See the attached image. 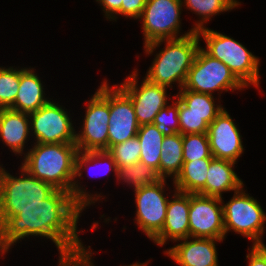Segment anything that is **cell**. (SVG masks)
<instances>
[{"instance_id": "6da1fadb", "label": "cell", "mask_w": 266, "mask_h": 266, "mask_svg": "<svg viewBox=\"0 0 266 266\" xmlns=\"http://www.w3.org/2000/svg\"><path fill=\"white\" fill-rule=\"evenodd\" d=\"M83 209L70 192L55 189L37 206L24 207L16 216H0L1 255L29 235L51 239L60 257L84 252L86 249L76 230Z\"/></svg>"}, {"instance_id": "7a4b0ae2", "label": "cell", "mask_w": 266, "mask_h": 266, "mask_svg": "<svg viewBox=\"0 0 266 266\" xmlns=\"http://www.w3.org/2000/svg\"><path fill=\"white\" fill-rule=\"evenodd\" d=\"M34 144L36 145L26 153L21 165L30 175L51 184L55 189L70 192L83 208L101 197L96 195L93 198L75 181V160L78 153L75 143Z\"/></svg>"}, {"instance_id": "3957f363", "label": "cell", "mask_w": 266, "mask_h": 266, "mask_svg": "<svg viewBox=\"0 0 266 266\" xmlns=\"http://www.w3.org/2000/svg\"><path fill=\"white\" fill-rule=\"evenodd\" d=\"M166 41V47L158 54L148 70L146 78L149 82L171 87L178 82L180 90L184 87L199 46L200 37L192 28L189 32L176 39L159 40L144 46L146 53L151 55L156 47Z\"/></svg>"}, {"instance_id": "277c9868", "label": "cell", "mask_w": 266, "mask_h": 266, "mask_svg": "<svg viewBox=\"0 0 266 266\" xmlns=\"http://www.w3.org/2000/svg\"><path fill=\"white\" fill-rule=\"evenodd\" d=\"M206 42L203 50L211 57L222 61L245 86L259 87V58L238 41L208 28L197 31Z\"/></svg>"}, {"instance_id": "5b68a950", "label": "cell", "mask_w": 266, "mask_h": 266, "mask_svg": "<svg viewBox=\"0 0 266 266\" xmlns=\"http://www.w3.org/2000/svg\"><path fill=\"white\" fill-rule=\"evenodd\" d=\"M21 170L22 177L17 178L0 167V216H16L20 209L39 205L55 190L22 167Z\"/></svg>"}, {"instance_id": "8992f818", "label": "cell", "mask_w": 266, "mask_h": 266, "mask_svg": "<svg viewBox=\"0 0 266 266\" xmlns=\"http://www.w3.org/2000/svg\"><path fill=\"white\" fill-rule=\"evenodd\" d=\"M242 88L245 86L235 77L228 66L208 55L200 47L181 90L212 95L215 90L234 91Z\"/></svg>"}, {"instance_id": "52a82bcc", "label": "cell", "mask_w": 266, "mask_h": 266, "mask_svg": "<svg viewBox=\"0 0 266 266\" xmlns=\"http://www.w3.org/2000/svg\"><path fill=\"white\" fill-rule=\"evenodd\" d=\"M223 206L225 233L230 230L248 237L253 245H263L266 213L253 197L246 194L243 186Z\"/></svg>"}, {"instance_id": "ba28073f", "label": "cell", "mask_w": 266, "mask_h": 266, "mask_svg": "<svg viewBox=\"0 0 266 266\" xmlns=\"http://www.w3.org/2000/svg\"><path fill=\"white\" fill-rule=\"evenodd\" d=\"M81 133H76L78 151H104L108 149V122L110 116L109 86L104 81L87 103Z\"/></svg>"}, {"instance_id": "9c48e42d", "label": "cell", "mask_w": 266, "mask_h": 266, "mask_svg": "<svg viewBox=\"0 0 266 266\" xmlns=\"http://www.w3.org/2000/svg\"><path fill=\"white\" fill-rule=\"evenodd\" d=\"M182 0H146L143 19L144 46L159 40L176 39L181 28Z\"/></svg>"}, {"instance_id": "30bf717a", "label": "cell", "mask_w": 266, "mask_h": 266, "mask_svg": "<svg viewBox=\"0 0 266 266\" xmlns=\"http://www.w3.org/2000/svg\"><path fill=\"white\" fill-rule=\"evenodd\" d=\"M179 133H207L209 124L225 108L215 105L214 96L190 90H179Z\"/></svg>"}, {"instance_id": "8fae6325", "label": "cell", "mask_w": 266, "mask_h": 266, "mask_svg": "<svg viewBox=\"0 0 266 266\" xmlns=\"http://www.w3.org/2000/svg\"><path fill=\"white\" fill-rule=\"evenodd\" d=\"M36 143H75L76 132L67 112L58 103L49 101L29 114ZM33 125V126H32Z\"/></svg>"}, {"instance_id": "7c38bea8", "label": "cell", "mask_w": 266, "mask_h": 266, "mask_svg": "<svg viewBox=\"0 0 266 266\" xmlns=\"http://www.w3.org/2000/svg\"><path fill=\"white\" fill-rule=\"evenodd\" d=\"M222 203L221 198L190 194V238H225Z\"/></svg>"}, {"instance_id": "4fadbf2b", "label": "cell", "mask_w": 266, "mask_h": 266, "mask_svg": "<svg viewBox=\"0 0 266 266\" xmlns=\"http://www.w3.org/2000/svg\"><path fill=\"white\" fill-rule=\"evenodd\" d=\"M165 179L150 186L135 189L136 223L149 239L153 240L162 230L168 199L165 197Z\"/></svg>"}, {"instance_id": "5bb4252c", "label": "cell", "mask_w": 266, "mask_h": 266, "mask_svg": "<svg viewBox=\"0 0 266 266\" xmlns=\"http://www.w3.org/2000/svg\"><path fill=\"white\" fill-rule=\"evenodd\" d=\"M138 73L132 72L120 89L131 99L138 124H153L155 116L167 103V87L149 82L146 78L138 88Z\"/></svg>"}, {"instance_id": "9a60e30c", "label": "cell", "mask_w": 266, "mask_h": 266, "mask_svg": "<svg viewBox=\"0 0 266 266\" xmlns=\"http://www.w3.org/2000/svg\"><path fill=\"white\" fill-rule=\"evenodd\" d=\"M108 148L136 137L140 125L131 99L117 86L109 87Z\"/></svg>"}, {"instance_id": "2e32d148", "label": "cell", "mask_w": 266, "mask_h": 266, "mask_svg": "<svg viewBox=\"0 0 266 266\" xmlns=\"http://www.w3.org/2000/svg\"><path fill=\"white\" fill-rule=\"evenodd\" d=\"M207 135L215 159L236 162L243 153L241 135L226 110H222L209 124Z\"/></svg>"}, {"instance_id": "e0dca14e", "label": "cell", "mask_w": 266, "mask_h": 266, "mask_svg": "<svg viewBox=\"0 0 266 266\" xmlns=\"http://www.w3.org/2000/svg\"><path fill=\"white\" fill-rule=\"evenodd\" d=\"M173 200H169L166 219L161 232L153 239L154 243L163 246L171 238L173 241L190 238L189 209L190 194L175 190Z\"/></svg>"}, {"instance_id": "ac0fdd59", "label": "cell", "mask_w": 266, "mask_h": 266, "mask_svg": "<svg viewBox=\"0 0 266 266\" xmlns=\"http://www.w3.org/2000/svg\"><path fill=\"white\" fill-rule=\"evenodd\" d=\"M191 238L181 239L182 243L166 250L168 256L180 266H218L216 241L213 238Z\"/></svg>"}, {"instance_id": "d6986e66", "label": "cell", "mask_w": 266, "mask_h": 266, "mask_svg": "<svg viewBox=\"0 0 266 266\" xmlns=\"http://www.w3.org/2000/svg\"><path fill=\"white\" fill-rule=\"evenodd\" d=\"M33 69H20L19 89L10 109L31 114L50 101L43 95V85Z\"/></svg>"}, {"instance_id": "ffe728a7", "label": "cell", "mask_w": 266, "mask_h": 266, "mask_svg": "<svg viewBox=\"0 0 266 266\" xmlns=\"http://www.w3.org/2000/svg\"><path fill=\"white\" fill-rule=\"evenodd\" d=\"M29 114L0 109V137L16 154H22L30 130Z\"/></svg>"}, {"instance_id": "44dd1931", "label": "cell", "mask_w": 266, "mask_h": 266, "mask_svg": "<svg viewBox=\"0 0 266 266\" xmlns=\"http://www.w3.org/2000/svg\"><path fill=\"white\" fill-rule=\"evenodd\" d=\"M235 162L222 159H213L210 162L206 183L205 196L222 199V192L238 191L244 184L233 170Z\"/></svg>"}, {"instance_id": "7402d4cb", "label": "cell", "mask_w": 266, "mask_h": 266, "mask_svg": "<svg viewBox=\"0 0 266 266\" xmlns=\"http://www.w3.org/2000/svg\"><path fill=\"white\" fill-rule=\"evenodd\" d=\"M214 158L184 161L181 172L173 180L176 191L205 195V183L210 162Z\"/></svg>"}, {"instance_id": "603a6c76", "label": "cell", "mask_w": 266, "mask_h": 266, "mask_svg": "<svg viewBox=\"0 0 266 266\" xmlns=\"http://www.w3.org/2000/svg\"><path fill=\"white\" fill-rule=\"evenodd\" d=\"M161 148L159 176L165 179L173 175L174 180L181 172L184 163L182 134L175 133L172 136H165Z\"/></svg>"}, {"instance_id": "cb8c5ba5", "label": "cell", "mask_w": 266, "mask_h": 266, "mask_svg": "<svg viewBox=\"0 0 266 266\" xmlns=\"http://www.w3.org/2000/svg\"><path fill=\"white\" fill-rule=\"evenodd\" d=\"M137 137L140 142V162L155 169L159 175L161 147L164 139L154 124H145L139 127Z\"/></svg>"}, {"instance_id": "d4e9b609", "label": "cell", "mask_w": 266, "mask_h": 266, "mask_svg": "<svg viewBox=\"0 0 266 266\" xmlns=\"http://www.w3.org/2000/svg\"><path fill=\"white\" fill-rule=\"evenodd\" d=\"M182 3L202 18L193 27L196 32L203 29L204 22H207L213 15L227 12L240 5L237 0H184Z\"/></svg>"}, {"instance_id": "484cf974", "label": "cell", "mask_w": 266, "mask_h": 266, "mask_svg": "<svg viewBox=\"0 0 266 266\" xmlns=\"http://www.w3.org/2000/svg\"><path fill=\"white\" fill-rule=\"evenodd\" d=\"M117 178L133 185L134 190L150 186L162 179L155 169L140 161L129 166L118 167Z\"/></svg>"}, {"instance_id": "4316f807", "label": "cell", "mask_w": 266, "mask_h": 266, "mask_svg": "<svg viewBox=\"0 0 266 266\" xmlns=\"http://www.w3.org/2000/svg\"><path fill=\"white\" fill-rule=\"evenodd\" d=\"M183 161H193L202 158H214L209 145L207 133H192L182 135Z\"/></svg>"}, {"instance_id": "83f0119b", "label": "cell", "mask_w": 266, "mask_h": 266, "mask_svg": "<svg viewBox=\"0 0 266 266\" xmlns=\"http://www.w3.org/2000/svg\"><path fill=\"white\" fill-rule=\"evenodd\" d=\"M20 70L0 67V109H9L17 97Z\"/></svg>"}, {"instance_id": "f1b7e54d", "label": "cell", "mask_w": 266, "mask_h": 266, "mask_svg": "<svg viewBox=\"0 0 266 266\" xmlns=\"http://www.w3.org/2000/svg\"><path fill=\"white\" fill-rule=\"evenodd\" d=\"M114 158L117 167H125L140 161V142L138 137L110 146L107 150Z\"/></svg>"}, {"instance_id": "f546056e", "label": "cell", "mask_w": 266, "mask_h": 266, "mask_svg": "<svg viewBox=\"0 0 266 266\" xmlns=\"http://www.w3.org/2000/svg\"><path fill=\"white\" fill-rule=\"evenodd\" d=\"M100 160H101V163L104 161L108 163V164L104 163L106 165L105 166L106 173H109L111 170H113L115 175L117 176V170H118L117 164L114 158L106 150L104 151H78L76 155V160H75V179L81 176V173H82L81 170L83 169L84 165H85V168L86 166H88V163L89 164L95 163L94 165H96L98 162L100 163Z\"/></svg>"}, {"instance_id": "4dcf8cb0", "label": "cell", "mask_w": 266, "mask_h": 266, "mask_svg": "<svg viewBox=\"0 0 266 266\" xmlns=\"http://www.w3.org/2000/svg\"><path fill=\"white\" fill-rule=\"evenodd\" d=\"M173 105H166L155 116L153 124L164 136H172L179 133V99Z\"/></svg>"}, {"instance_id": "1f68e13d", "label": "cell", "mask_w": 266, "mask_h": 266, "mask_svg": "<svg viewBox=\"0 0 266 266\" xmlns=\"http://www.w3.org/2000/svg\"><path fill=\"white\" fill-rule=\"evenodd\" d=\"M146 0H123L121 9L116 13L134 19L140 18L145 7Z\"/></svg>"}, {"instance_id": "d6a6232c", "label": "cell", "mask_w": 266, "mask_h": 266, "mask_svg": "<svg viewBox=\"0 0 266 266\" xmlns=\"http://www.w3.org/2000/svg\"><path fill=\"white\" fill-rule=\"evenodd\" d=\"M246 258L249 266H266V245H253Z\"/></svg>"}, {"instance_id": "836d02e7", "label": "cell", "mask_w": 266, "mask_h": 266, "mask_svg": "<svg viewBox=\"0 0 266 266\" xmlns=\"http://www.w3.org/2000/svg\"><path fill=\"white\" fill-rule=\"evenodd\" d=\"M103 6V11L108 19L115 20V14L121 9L123 0H96ZM115 17V18H114Z\"/></svg>"}, {"instance_id": "e575fe53", "label": "cell", "mask_w": 266, "mask_h": 266, "mask_svg": "<svg viewBox=\"0 0 266 266\" xmlns=\"http://www.w3.org/2000/svg\"><path fill=\"white\" fill-rule=\"evenodd\" d=\"M59 258V266H85V251L75 256Z\"/></svg>"}, {"instance_id": "d590c367", "label": "cell", "mask_w": 266, "mask_h": 266, "mask_svg": "<svg viewBox=\"0 0 266 266\" xmlns=\"http://www.w3.org/2000/svg\"><path fill=\"white\" fill-rule=\"evenodd\" d=\"M91 254H93V253H91V250H89V252H88V250L87 251L85 250V266H94L92 261H91ZM128 266H146V264H144V263L141 264V263L136 262V263L128 265Z\"/></svg>"}]
</instances>
